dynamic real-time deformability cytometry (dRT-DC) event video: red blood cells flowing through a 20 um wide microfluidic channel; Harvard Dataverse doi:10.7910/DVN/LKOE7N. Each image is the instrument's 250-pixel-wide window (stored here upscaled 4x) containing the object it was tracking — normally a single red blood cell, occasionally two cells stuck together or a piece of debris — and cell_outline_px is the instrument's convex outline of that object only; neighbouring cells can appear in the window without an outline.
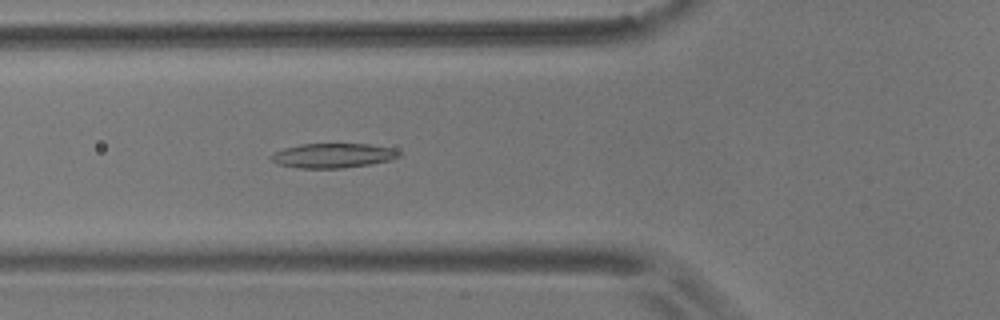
{"species": "common noctule bat (a hibernating species)", "species_latin": "Nyctalus noctula", "temperature_condition": "room temperature", "stored_images_in_passage": 44, "camera_frame_rate_fps": 3000, "um_per_image_px": 0.085, "animal": {"sex": "male", "body_mass_g": 17.9}, "frame": {"image": 1, "passage_image": 9, "time_ms": 2.667, "image_size_px": [1000, 320], "cell_outline_px": [[400, 156], [388, 160], [368, 164], [340, 168], [296, 168], [276, 164], [268, 156], [284, 148], [300, 144], [368, 144], [392, 148], [400, 152]], "centroid_in_image_um": [28.24, 13.22], "position_along_channel_um": 97.6, "area_um2": 18.15}}
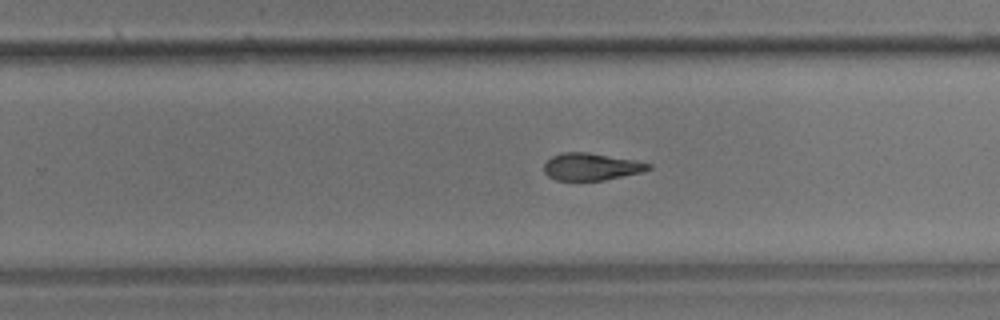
{"frame": {"image": 2, "passage_image": 24, "time_ms": 7.667, "image_size_px": [1000, 320], "cell_outline_px": [[652, 168], [640, 172], [604, 180], [556, 180], [548, 176], [544, 172], [544, 164], [552, 156], [560, 152], [588, 152], [636, 160], [652, 164]], "centroid_in_image_um": [50.24, 14.16], "position_along_channel_um": 279.6, "area_um2": 16.53}}
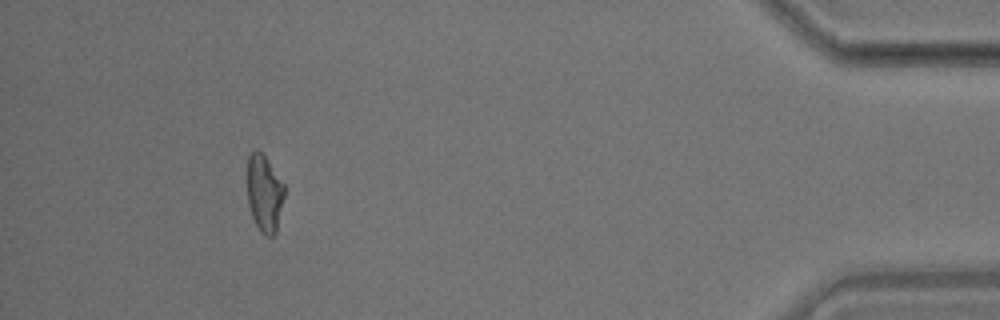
{"frame": {"image": 3, "passage_image": 40, "time_ms": 13.0, "image_size_px": [1000, 320], "cell_outline_px": [[284, 196], [276, 232], [272, 236], [268, 236], [260, 232], [252, 216], [248, 204], [244, 172], [248, 156], [256, 148], [264, 156], [284, 184]], "centroid_in_image_um": [22.41, 16.39], "position_along_channel_um": 412.8, "area_um2": 17.05}, "authors_computed_cell_mechanics": {"area_um2": 17.5712, "velocity_mm_per_s": 3.6299, "shape_relaxation_time_tau1_ms": null, "shape_relaxation_time_tau2_ms": 4.5388, "deformation_change_tau1": null, "deformation_change_tau2": 0.1349}}